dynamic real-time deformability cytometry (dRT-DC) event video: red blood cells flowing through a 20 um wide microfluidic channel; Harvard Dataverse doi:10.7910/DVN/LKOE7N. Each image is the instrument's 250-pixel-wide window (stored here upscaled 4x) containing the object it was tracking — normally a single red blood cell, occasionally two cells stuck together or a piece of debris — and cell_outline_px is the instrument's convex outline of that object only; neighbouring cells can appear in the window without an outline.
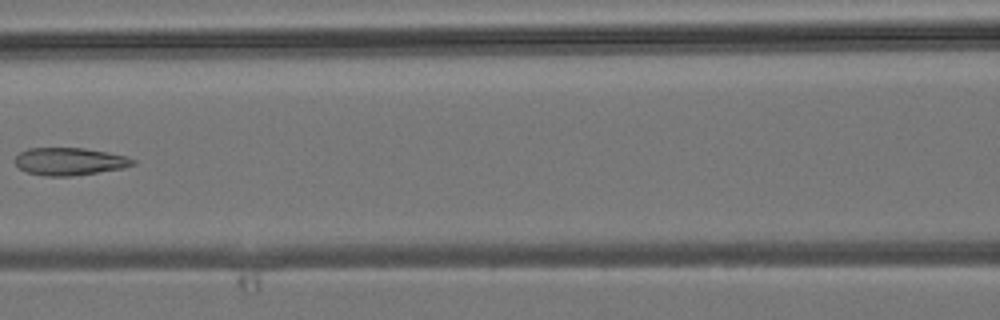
{"species": "common noctule bat (a hibernating species)", "species_latin": "Nyctalus noctula", "temperature_condition": "room temperature", "stored_images_in_passage": 6, "camera_frame_rate_fps": 3000, "um_per_image_px": 0.085, "animal": {"sex": "male", "body_mass_g": 19.2, "forearm_length_mm": 51.8}, "frame": {"image": 1, "passage_image": 6, "time_ms": 5.667, "image_size_px": [1000, 320], "cell_outline_px": [[136, 164], [124, 168], [72, 176], [44, 176], [28, 172], [20, 168], [16, 164], [16, 156], [20, 152], [28, 148], [84, 148], [108, 152], [124, 156], [136, 160]], "centroid_in_image_um": [5.94, 13.72], "position_along_channel_um": 160.7, "area_um2": 18.84}}